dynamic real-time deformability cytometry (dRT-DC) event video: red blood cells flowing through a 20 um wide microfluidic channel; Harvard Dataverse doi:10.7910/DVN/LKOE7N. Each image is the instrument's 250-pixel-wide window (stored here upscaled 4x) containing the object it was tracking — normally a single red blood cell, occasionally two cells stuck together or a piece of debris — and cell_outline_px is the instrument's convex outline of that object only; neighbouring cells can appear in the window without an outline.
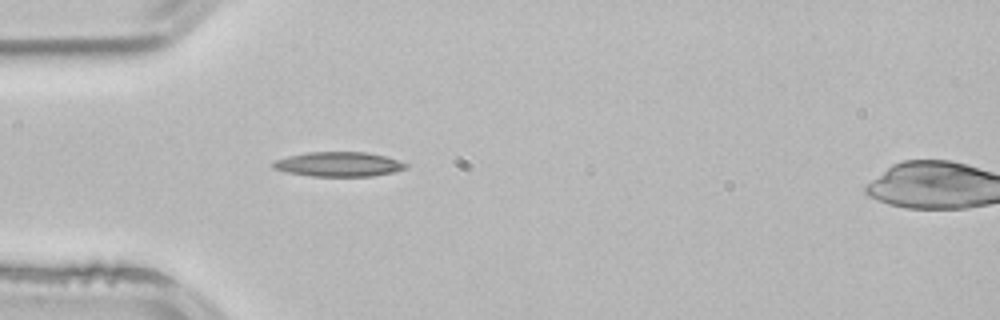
{"species": "common noctule bat (a hibernating species)", "species_latin": "Nyctalus noctula", "temperature_condition": "room temperature", "stored_images_in_passage": 37, "camera_frame_rate_fps": 3000, "um_per_image_px": 0.085, "animal": {"sex": "male", "body_mass_g": 21.5, "forearm_length_mm": 52.0}, "frame": {"image": 1, "passage_image": 6, "time_ms": 1.667, "image_size_px": [1000, 320], "cell_outline_px": [[408, 168], [392, 172], [372, 176], [312, 176], [288, 172], [272, 168], [272, 164], [276, 160], [288, 156], [308, 152], [364, 152], [384, 156], [408, 164]], "centroid_in_image_um": [28.78, 13.96], "position_along_channel_um": 56.2, "area_um2": 18.79}, "authors_computed_cell_mechanics": {"area_um2": 17.4556, "velocity_mm_per_s": 3.8913, "shape_relaxation_time_tau1_ms": 8.2817, "shape_relaxation_time_tau2_ms": null, "deformation_change_tau1": 0.2058, "deformation_change_tau2": null}}